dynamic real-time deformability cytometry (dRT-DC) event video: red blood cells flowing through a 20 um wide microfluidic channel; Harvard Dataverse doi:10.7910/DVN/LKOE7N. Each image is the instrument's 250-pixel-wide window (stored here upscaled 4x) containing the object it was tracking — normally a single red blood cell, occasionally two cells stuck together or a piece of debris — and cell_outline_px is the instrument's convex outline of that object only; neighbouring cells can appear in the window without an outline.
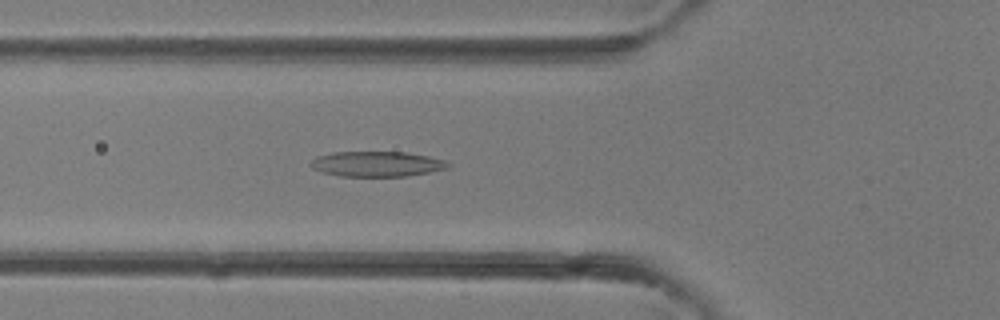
{"species": "common noctule bat (a hibernating species)", "species_latin": "Nyctalus noctula", "temperature_condition": "room temperature", "stored_images_in_passage": 28, "camera_frame_rate_fps": 3000, "um_per_image_px": 0.085, "animal": {"sex": "female"}, "frame": {"image": 1, "passage_image": 2, "time_ms": 0.333, "image_size_px": [1000, 320], "cell_outline_px": [[452, 164], [448, 168], [408, 176], [340, 176], [320, 172], [312, 168], [308, 164], [316, 156], [332, 152], [404, 152], [428, 156], [444, 160]], "centroid_in_image_um": [31.99, 13.94], "position_along_channel_um": 93.8, "area_um2": 20.29}}
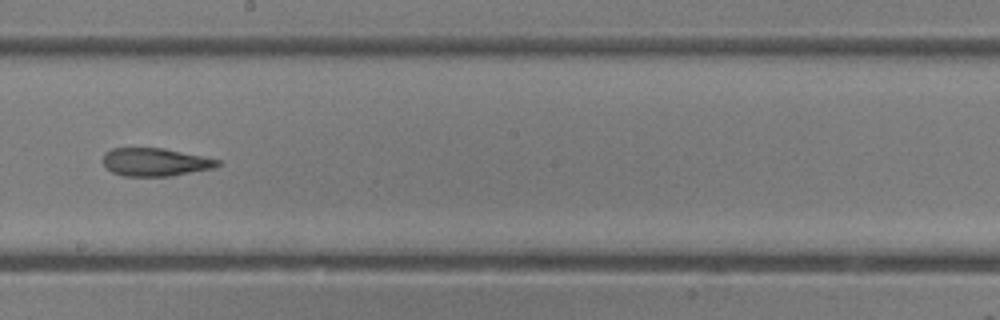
{"frame": {"image": 2, "passage_image": 10, "time_ms": 3.0, "image_size_px": [1000, 320], "cell_outline_px": [[220, 164], [216, 168], [172, 176], [124, 176], [112, 172], [104, 164], [104, 152], [112, 148], [164, 148], [204, 156], [220, 160]], "centroid_in_image_um": [13.24, 13.78], "position_along_channel_um": 235.0, "area_um2": 18.84}}
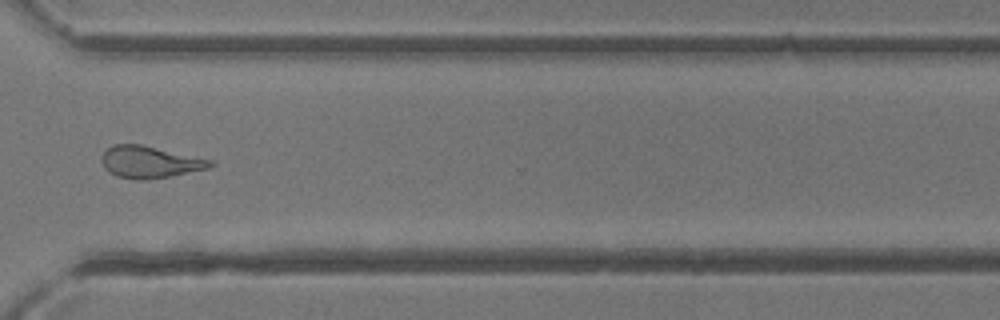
{"frame": {"image": 3, "passage_image": 17, "time_ms": 5.333, "image_size_px": [1000, 320], "cell_outline_px": [[216, 164], [208, 168], [168, 176], [144, 180], [136, 180], [116, 176], [108, 172], [104, 168], [100, 160], [104, 152], [112, 144], [140, 144], [212, 160]], "centroid_in_image_um": [12.68, 13.77], "position_along_channel_um": 357.9, "area_um2": 20.06}}